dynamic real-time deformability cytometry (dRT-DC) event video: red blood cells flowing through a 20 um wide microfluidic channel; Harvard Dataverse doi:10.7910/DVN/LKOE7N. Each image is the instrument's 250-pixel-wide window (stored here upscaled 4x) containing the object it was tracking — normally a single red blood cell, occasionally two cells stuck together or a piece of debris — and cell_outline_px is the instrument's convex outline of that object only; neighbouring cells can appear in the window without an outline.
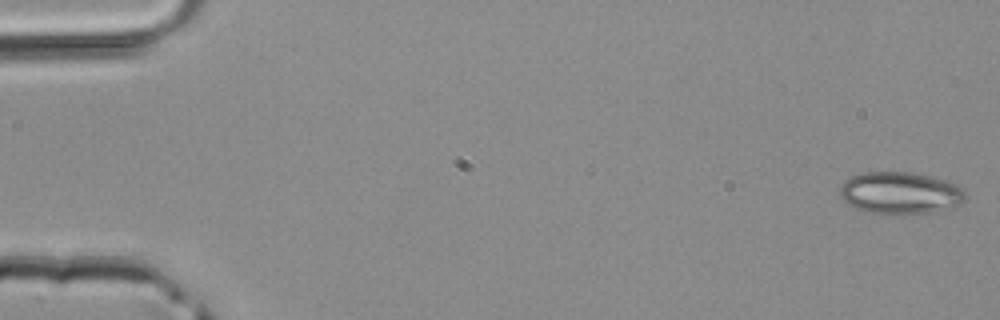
{"species": "common noctule bat (a hibernating species)", "species_latin": "Nyctalus noctula", "temperature_condition": "room temperature", "stored_images_in_passage": 3, "camera_frame_rate_fps": 3000, "um_per_image_px": 0.085, "animal": {"sex": "male", "body_mass_g": 20.4}, "frame": {"image": 1, "passage_image": 1, "time_ms": 0.0, "image_size_px": [1000, 320], "cell_outline_px": [[968, 200], [960, 204], [928, 212], [904, 216], [868, 212], [856, 208], [848, 204], [840, 196], [840, 184], [844, 180], [860, 172], [912, 172], [944, 180], [956, 184], [968, 196]], "centroid_in_image_um": [76.49, 16.41], "position_along_channel_um": 8.5, "area_um2": 31.04}}